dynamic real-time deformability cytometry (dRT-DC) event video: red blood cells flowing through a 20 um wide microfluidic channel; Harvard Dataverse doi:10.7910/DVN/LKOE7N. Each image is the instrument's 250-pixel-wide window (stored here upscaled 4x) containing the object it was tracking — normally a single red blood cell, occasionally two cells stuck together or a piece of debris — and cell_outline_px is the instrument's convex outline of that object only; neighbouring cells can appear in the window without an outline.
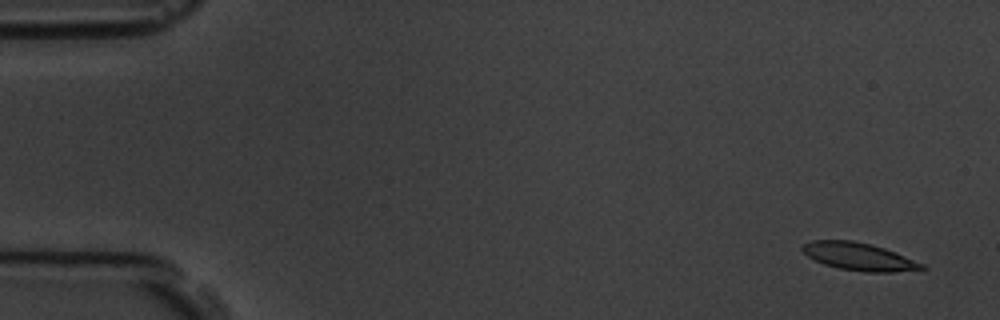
{"species": "common noctule bat (a hibernating species)", "species_latin": "Nyctalus noctula", "temperature_condition": "room temperature", "stored_images_in_passage": 4, "camera_frame_rate_fps": 3000, "um_per_image_px": 0.085, "animal": {"sex": "male", "body_mass_g": 19.5, "forearm_length_mm": 54.6}, "frame": {"image": 1, "passage_image": 1, "time_ms": 0.0, "image_size_px": [1000, 320], "cell_outline_px": [[928, 268], [892, 272], [864, 272], [840, 268], [824, 264], [808, 256], [800, 248], [804, 244], [812, 240], [852, 240], [872, 244], [896, 252], [924, 264]], "centroid_in_image_um": [73.02, 21.8], "position_along_channel_um": 12.0, "area_um2": 19.13}}
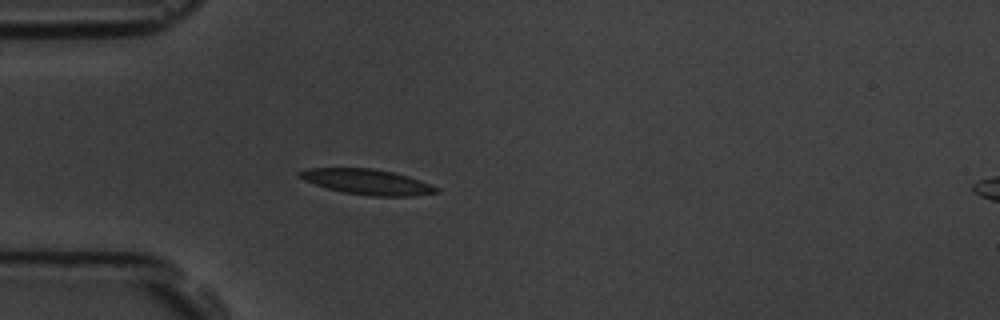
{"frame": {"image": 2, "passage_image": 4, "time_ms": 4.333, "image_size_px": [1000, 320], "cell_outline_px": [[440, 192], [412, 196], [368, 196], [344, 192], [328, 188], [304, 180], [296, 172], [308, 168], [372, 168], [392, 172], [408, 176], [432, 184], [440, 188]], "centroid_in_image_um": [31.26, 15.46], "position_along_channel_um": 53.7, "area_um2": 20.17}}